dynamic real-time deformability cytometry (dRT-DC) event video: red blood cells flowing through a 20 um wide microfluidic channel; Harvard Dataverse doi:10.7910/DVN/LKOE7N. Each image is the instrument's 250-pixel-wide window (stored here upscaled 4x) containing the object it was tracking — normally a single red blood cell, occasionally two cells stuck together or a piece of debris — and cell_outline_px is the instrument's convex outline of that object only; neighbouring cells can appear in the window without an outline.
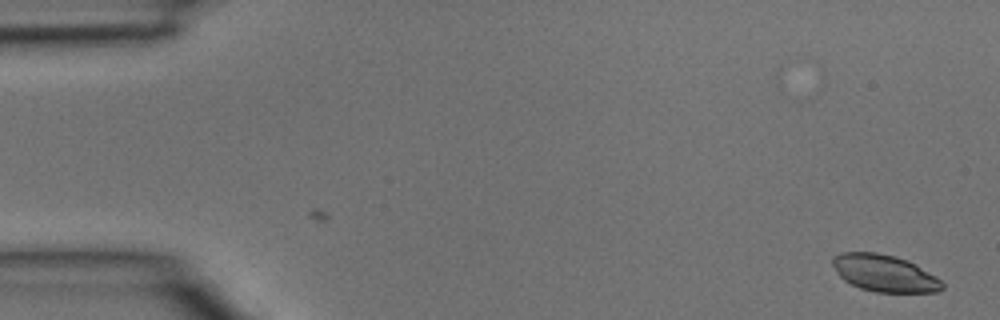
{"species": "common noctule bat (a hibernating species)", "species_latin": "Nyctalus noctula", "temperature_condition": "room temperature", "stored_images_in_passage": 39, "camera_frame_rate_fps": 3000, "um_per_image_px": 0.085, "animal": {"sex": "male", "body_mass_g": 15.6}, "frame": {"image": 1, "passage_image": 1, "time_ms": 0.0, "image_size_px": [1000, 320], "cell_outline_px": [[944, 288], [940, 292], [876, 292], [860, 288], [844, 280], [836, 272], [832, 264], [832, 256], [840, 252], [876, 252], [892, 256], [916, 264], [936, 276], [944, 284]], "centroid_in_image_um": [75.17, 23.23], "position_along_channel_um": 9.8, "area_um2": 23.58}}
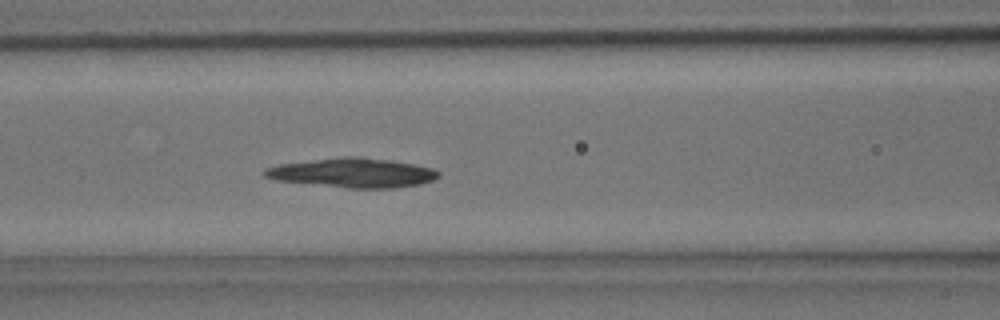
{"frame": {"image": 2, "passage_image": 16, "time_ms": 5.0, "image_size_px": [1000, 320], "cell_outline_px": [[440, 176], [432, 180], [420, 184], [392, 188], [348, 188], [276, 180], [264, 176], [264, 168], [280, 164], [344, 156], [360, 156], [388, 160], [412, 164], [432, 168], [440, 172]], "centroid_in_image_um": [29.99, 14.69], "position_along_channel_um": 136.6, "area_um2": 29.54}}
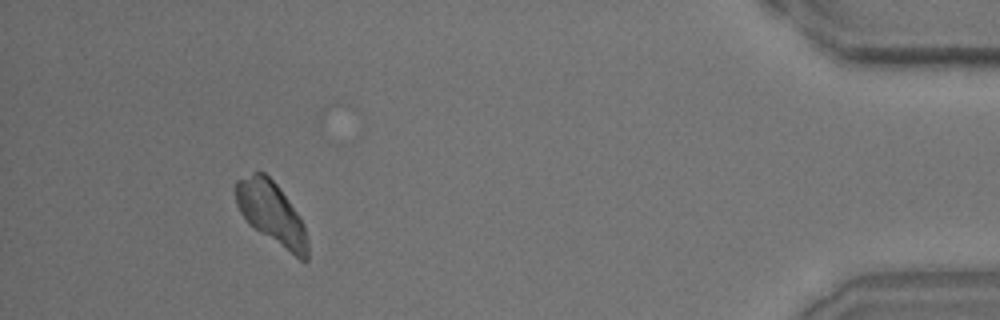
{"frame": {"image": 3, "passage_image": 36, "time_ms": 11.667, "image_size_px": [1000, 320], "cell_outline_px": [[308, 260], [300, 260], [260, 232], [240, 212], [236, 204], [236, 180], [252, 172], [264, 172], [276, 184], [300, 216], [304, 224], [308, 244]], "centroid_in_image_um": [23.1, 18.12], "position_along_channel_um": 412.1, "area_um2": 25.72}}